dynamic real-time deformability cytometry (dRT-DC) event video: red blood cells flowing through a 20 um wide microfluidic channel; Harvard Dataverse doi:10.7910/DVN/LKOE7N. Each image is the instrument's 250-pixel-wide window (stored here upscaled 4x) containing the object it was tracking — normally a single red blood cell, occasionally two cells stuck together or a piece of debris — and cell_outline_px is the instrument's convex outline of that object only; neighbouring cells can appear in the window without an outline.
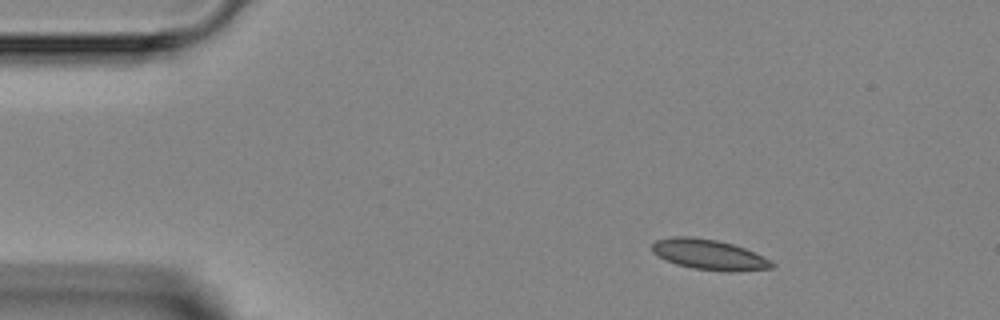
{"species": "Egyptian fruit bat (a non-hibernating species)", "species_latin": "Rousettus aegyptiacus", "temperature_condition": "room temperature", "stored_images_in_passage": 3, "camera_frame_rate_fps": 3000, "um_per_image_px": 0.085, "animal": {"sex": "female"}, "frame": {"image": 1, "passage_image": 1, "time_ms": 0.0, "image_size_px": [1000, 320], "cell_outline_px": [[776, 264], [772, 268], [728, 272], [692, 268], [676, 264], [652, 252], [652, 244], [656, 240], [672, 236], [692, 236], [716, 240], [732, 244], [744, 248]], "centroid_in_image_um": [60.23, 21.63], "position_along_channel_um": 24.8, "area_um2": 20.87}}
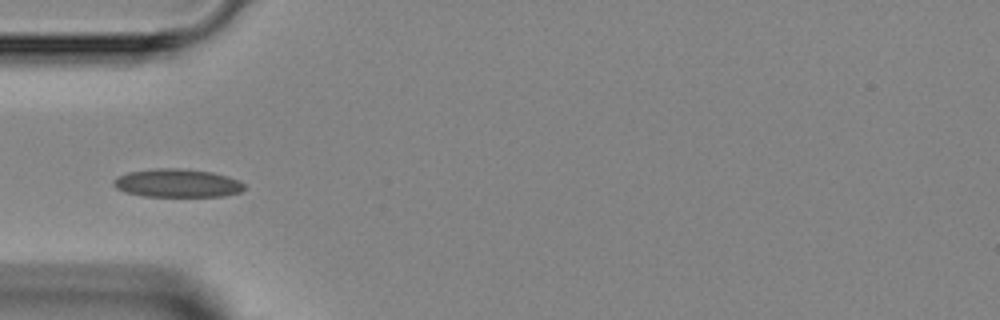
{"frame": {"image": 2, "passage_image": 3, "time_ms": 2.667, "image_size_px": [1000, 320], "cell_outline_px": [[244, 188], [240, 192], [224, 196], [144, 196], [124, 192], [116, 188], [112, 184], [112, 180], [128, 172], [156, 168], [180, 168], [212, 172], [228, 176], [240, 180], [244, 184]], "centroid_in_image_um": [15.07, 15.56], "position_along_channel_um": 69.9, "area_um2": 21.62}}